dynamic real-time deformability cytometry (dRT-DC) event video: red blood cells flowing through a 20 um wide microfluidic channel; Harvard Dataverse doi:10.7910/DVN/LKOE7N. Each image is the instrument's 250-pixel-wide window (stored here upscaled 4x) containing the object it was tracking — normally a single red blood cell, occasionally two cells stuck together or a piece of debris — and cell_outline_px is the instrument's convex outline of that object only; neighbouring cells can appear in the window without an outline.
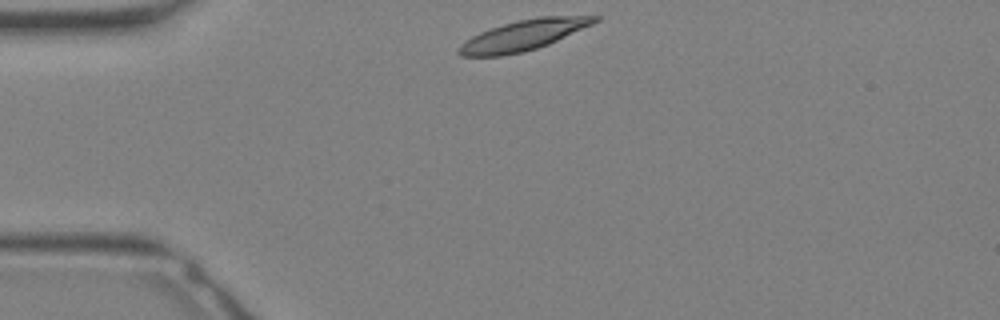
{"species": "Egyptian fruit bat (a non-hibernating species)", "species_latin": "Rousettus aegyptiacus", "temperature_condition": "warm", "stored_images_in_passage": 26, "camera_frame_rate_fps": 3000, "um_per_image_px": 0.085, "animal": {"sex": "female"}, "frame": {"image": 1, "passage_image": 1, "time_ms": 0.0, "image_size_px": [1000, 320], "cell_outline_px": [[600, 20], [592, 24], [548, 44], [524, 52], [500, 56], [460, 56], [456, 52], [456, 48], [464, 40], [480, 32], [516, 20], [540, 16], [600, 16]], "centroid_in_image_um": [44.43, 3.0], "position_along_channel_um": 40.6, "area_um2": 23.99}}
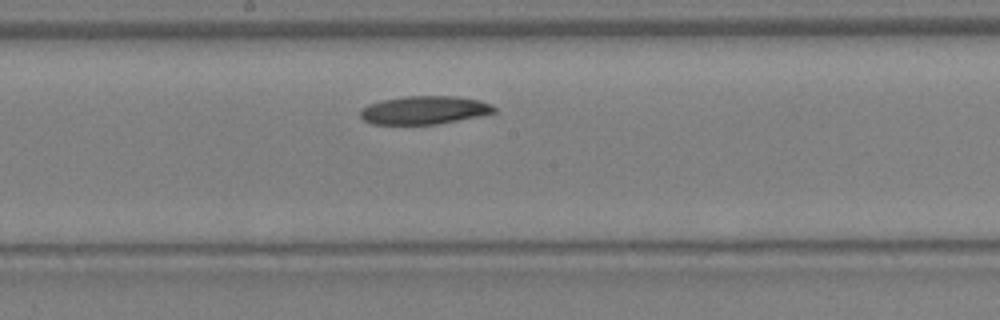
{"frame": {"image": 2, "passage_image": 11, "time_ms": 3.333, "image_size_px": [1000, 320], "cell_outline_px": [[496, 112], [480, 116], [436, 124], [372, 124], [364, 120], [360, 116], [360, 108], [368, 104], [384, 100], [404, 96], [456, 96], [480, 100], [492, 104], [496, 108]], "centroid_in_image_um": [36.08, 9.35], "position_along_channel_um": 212.1, "area_um2": 22.08}}
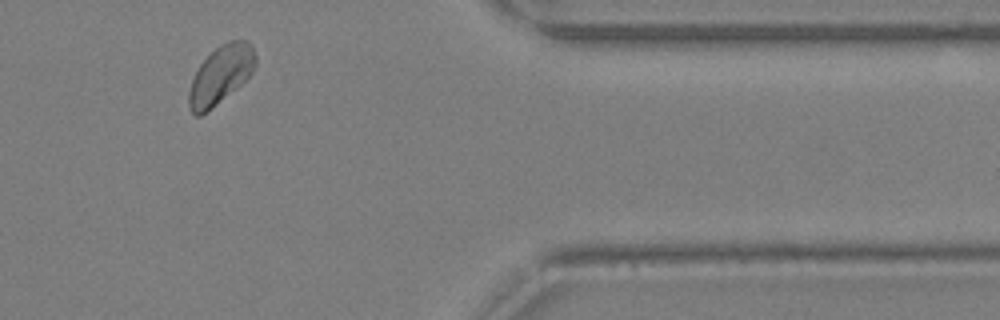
{"frame": {"image": 3, "passage_image": 21, "time_ms": 6.667, "image_size_px": [1000, 320], "cell_outline_px": [[256, 64], [252, 72], [236, 88], [212, 108], [200, 116], [196, 116], [188, 108], [188, 92], [192, 80], [200, 64], [220, 44], [232, 40], [248, 40], [252, 44], [256, 56]], "centroid_in_image_um": [18.75, 6.36], "position_along_channel_um": 392.6, "area_um2": 22.37}}